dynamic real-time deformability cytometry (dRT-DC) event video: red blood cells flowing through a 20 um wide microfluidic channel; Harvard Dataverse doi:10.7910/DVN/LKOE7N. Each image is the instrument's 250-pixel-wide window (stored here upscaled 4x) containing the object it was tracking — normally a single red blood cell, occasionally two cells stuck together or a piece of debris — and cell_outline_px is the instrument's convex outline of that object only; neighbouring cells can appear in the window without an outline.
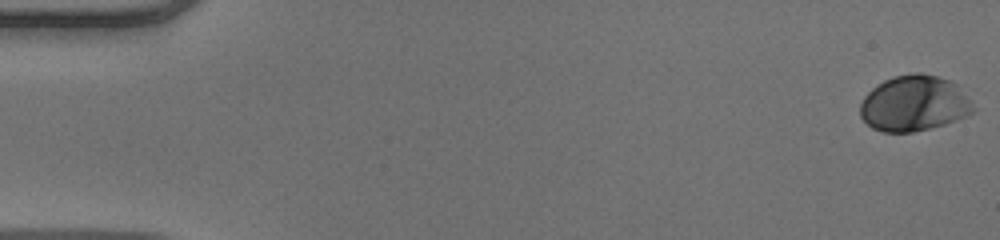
{"species": "human", "species_latin": "Homo sapiens", "temperature_condition": "warm", "stored_images_in_passage": 53, "camera_frame_rate_fps": 3000, "um_per_image_px": 0.085, "donor": {"sex": "male"}, "frame": {"image": 1, "passage_image": 1, "time_ms": 0.0, "image_size_px": [1000, 240], "cell_outline_px": [[976, 108], [972, 112], [964, 116], [944, 124], [912, 132], [884, 132], [872, 128], [860, 116], [860, 104], [864, 96], [872, 88], [884, 80], [892, 76], [912, 72], [920, 72], [936, 76], [948, 80], [956, 84], [972, 100]], "centroid_in_image_um": [77.69, 8.77], "position_along_channel_um": 7.3, "area_um2": 36.7}}
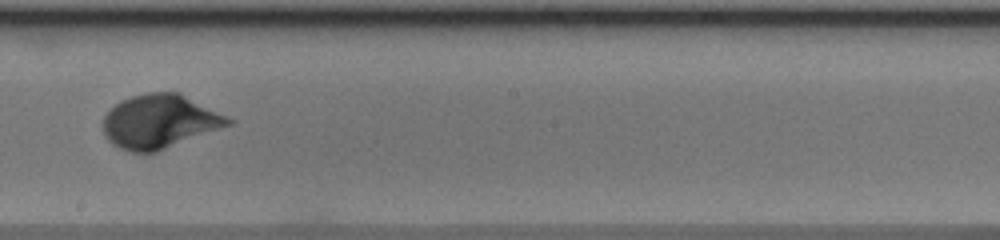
{"frame": {"image": 2, "passage_image": 31, "time_ms": 10.0, "image_size_px": [1000, 240], "cell_outline_px": [[236, 120], [232, 124], [156, 152], [132, 152], [120, 148], [112, 144], [104, 136], [104, 116], [120, 100], [132, 96], [148, 92], [180, 92]], "centroid_in_image_um": [13.59, 10.31], "position_along_channel_um": 234.6, "area_um2": 39.19}}
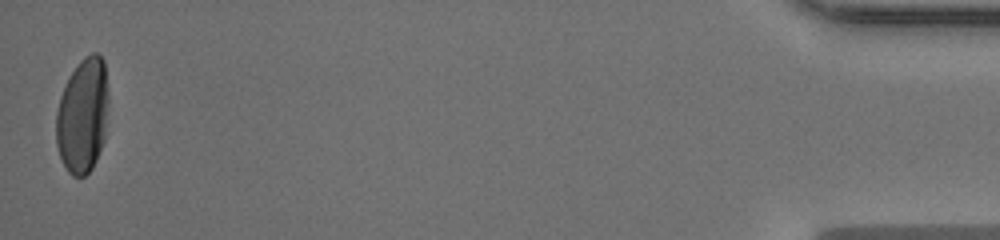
{"frame": {"image": 3, "passage_image": 53, "time_ms": 17.333, "image_size_px": [1000, 240], "cell_outline_px": [[108, 104], [104, 140], [96, 160], [92, 168], [84, 176], [72, 176], [68, 172], [60, 156], [56, 144], [56, 112], [60, 96], [68, 76], [80, 60], [84, 56], [92, 52], [96, 52], [104, 60], [108, 88]], "centroid_in_image_um": [7.03, 9.79], "position_along_channel_um": 428.2, "area_um2": 35.43}, "authors_computed_cell_mechanics": {"area_um2": 36.1828, "velocity_mm_per_s": 3.8729, "shape_relaxation_time_tau1_ms": 3.4044, "shape_relaxation_time_tau2_ms": null, "deformation_change_tau1": 0.1722, "deformation_change_tau2": null}}